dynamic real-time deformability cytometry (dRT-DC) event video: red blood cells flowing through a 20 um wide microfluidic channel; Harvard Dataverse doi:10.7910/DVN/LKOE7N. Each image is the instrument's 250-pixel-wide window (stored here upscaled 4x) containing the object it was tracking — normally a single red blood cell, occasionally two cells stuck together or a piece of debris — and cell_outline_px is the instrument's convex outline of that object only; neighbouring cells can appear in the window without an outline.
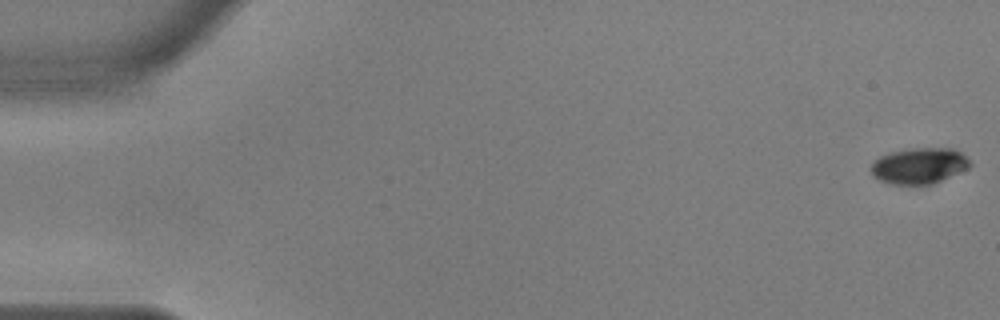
{"species": "common noctule bat (a hibernating species)", "species_latin": "Nyctalus noctula", "temperature_condition": "warm", "stored_images_in_passage": 56, "camera_frame_rate_fps": 3000, "um_per_image_px": 0.085, "animal": {"sex": "male", "body_mass_g": 17.9, "forearm_length_mm": 54.2}, "frame": {"image": 1, "passage_image": 1, "time_ms": 0.0, "image_size_px": [1000, 320], "cell_outline_px": [[972, 164], [968, 168], [932, 184], [892, 184], [880, 180], [872, 176], [872, 164], [880, 156], [892, 152], [912, 148], [952, 148], [960, 152]], "centroid_in_image_um": [78.13, 14.09], "position_along_channel_um": 6.9, "area_um2": 20.4}}
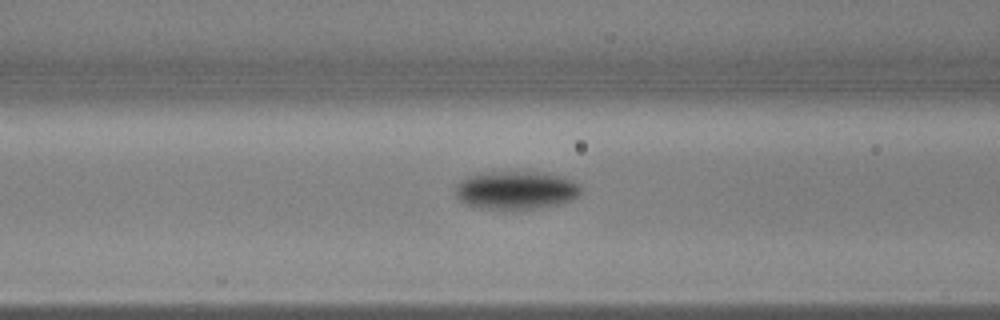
{"frame": {"image": 2, "passage_image": 23, "time_ms": 7.333, "image_size_px": [1000, 320], "cell_outline_px": [[580, 192], [572, 200], [560, 204], [540, 208], [476, 208], [464, 204], [456, 196], [456, 184], [460, 180], [468, 176], [488, 172], [544, 172], [572, 180], [580, 188]], "centroid_in_image_um": [43.82, 16.16], "position_along_channel_um": 122.8, "area_um2": 27.69}}
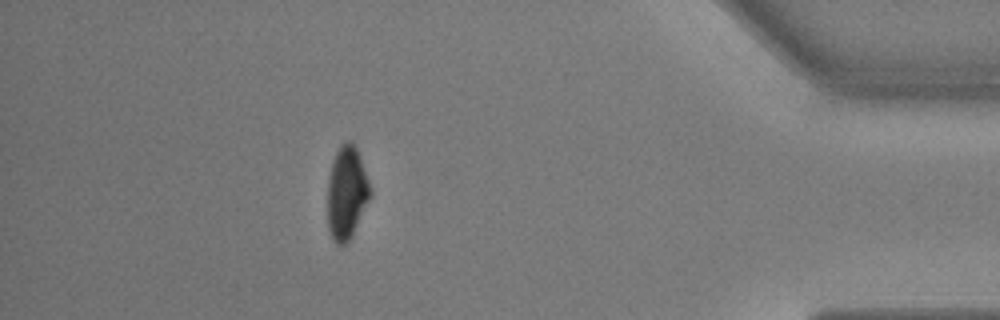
{"frame": {"image": 3, "passage_image": 50, "time_ms": 16.333, "image_size_px": [1000, 320], "cell_outline_px": [[372, 196], [348, 244], [340, 248], [332, 240], [328, 228], [328, 176], [332, 160], [340, 144], [348, 140], [352, 140], [356, 144], [372, 192]], "centroid_in_image_um": [29.47, 16.41], "position_along_channel_um": 405.7, "area_um2": 23.81}, "authors_computed_cell_mechanics": {"area_um2": 24.3916, "velocity_mm_per_s": 3.6437, "shape_relaxation_time_tau1_ms": 3.5505, "shape_relaxation_time_tau2_ms": 4.8094, "deformation_change_tau1": 0.1322, "deformation_change_tau2": 0.053}}